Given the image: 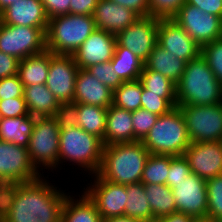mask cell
<instances>
[{
  "label": "cell",
  "mask_w": 222,
  "mask_h": 222,
  "mask_svg": "<svg viewBox=\"0 0 222 222\" xmlns=\"http://www.w3.org/2000/svg\"><path fill=\"white\" fill-rule=\"evenodd\" d=\"M48 176L0 188V222H61L71 192L56 187Z\"/></svg>",
  "instance_id": "6da1fadb"
},
{
  "label": "cell",
  "mask_w": 222,
  "mask_h": 222,
  "mask_svg": "<svg viewBox=\"0 0 222 222\" xmlns=\"http://www.w3.org/2000/svg\"><path fill=\"white\" fill-rule=\"evenodd\" d=\"M58 170L63 163L88 173L97 174L100 169L104 144L97 136L87 133L81 127L70 121L66 115L62 118L59 134ZM62 163V164H61ZM70 163V164H69ZM60 166V167H59ZM82 168V169H81Z\"/></svg>",
  "instance_id": "7a4b0ae2"
},
{
  "label": "cell",
  "mask_w": 222,
  "mask_h": 222,
  "mask_svg": "<svg viewBox=\"0 0 222 222\" xmlns=\"http://www.w3.org/2000/svg\"><path fill=\"white\" fill-rule=\"evenodd\" d=\"M149 156V151L141 141L104 146L97 174L102 179L117 184L140 183Z\"/></svg>",
  "instance_id": "3957f363"
},
{
  "label": "cell",
  "mask_w": 222,
  "mask_h": 222,
  "mask_svg": "<svg viewBox=\"0 0 222 222\" xmlns=\"http://www.w3.org/2000/svg\"><path fill=\"white\" fill-rule=\"evenodd\" d=\"M177 106L222 103V84L200 55L186 63L181 80L176 84Z\"/></svg>",
  "instance_id": "277c9868"
},
{
  "label": "cell",
  "mask_w": 222,
  "mask_h": 222,
  "mask_svg": "<svg viewBox=\"0 0 222 222\" xmlns=\"http://www.w3.org/2000/svg\"><path fill=\"white\" fill-rule=\"evenodd\" d=\"M150 154L182 156L191 144L183 114L178 106L159 116L141 141Z\"/></svg>",
  "instance_id": "5b68a950"
},
{
  "label": "cell",
  "mask_w": 222,
  "mask_h": 222,
  "mask_svg": "<svg viewBox=\"0 0 222 222\" xmlns=\"http://www.w3.org/2000/svg\"><path fill=\"white\" fill-rule=\"evenodd\" d=\"M96 28L91 15L53 17L48 22L46 48L54 54L73 55Z\"/></svg>",
  "instance_id": "8992f818"
},
{
  "label": "cell",
  "mask_w": 222,
  "mask_h": 222,
  "mask_svg": "<svg viewBox=\"0 0 222 222\" xmlns=\"http://www.w3.org/2000/svg\"><path fill=\"white\" fill-rule=\"evenodd\" d=\"M64 116L36 117L27 149L31 163L42 175L45 169L58 172L59 134Z\"/></svg>",
  "instance_id": "52a82bcc"
},
{
  "label": "cell",
  "mask_w": 222,
  "mask_h": 222,
  "mask_svg": "<svg viewBox=\"0 0 222 222\" xmlns=\"http://www.w3.org/2000/svg\"><path fill=\"white\" fill-rule=\"evenodd\" d=\"M191 143L222 141V103L178 106Z\"/></svg>",
  "instance_id": "ba28073f"
},
{
  "label": "cell",
  "mask_w": 222,
  "mask_h": 222,
  "mask_svg": "<svg viewBox=\"0 0 222 222\" xmlns=\"http://www.w3.org/2000/svg\"><path fill=\"white\" fill-rule=\"evenodd\" d=\"M46 31L0 22V51L19 60L45 52Z\"/></svg>",
  "instance_id": "9c48e42d"
},
{
  "label": "cell",
  "mask_w": 222,
  "mask_h": 222,
  "mask_svg": "<svg viewBox=\"0 0 222 222\" xmlns=\"http://www.w3.org/2000/svg\"><path fill=\"white\" fill-rule=\"evenodd\" d=\"M41 176L31 163L26 147L0 140V188L36 181Z\"/></svg>",
  "instance_id": "30bf717a"
},
{
  "label": "cell",
  "mask_w": 222,
  "mask_h": 222,
  "mask_svg": "<svg viewBox=\"0 0 222 222\" xmlns=\"http://www.w3.org/2000/svg\"><path fill=\"white\" fill-rule=\"evenodd\" d=\"M90 179L82 191L95 204L102 220L125 216L126 185L104 180L98 174L91 175Z\"/></svg>",
  "instance_id": "8fae6325"
},
{
  "label": "cell",
  "mask_w": 222,
  "mask_h": 222,
  "mask_svg": "<svg viewBox=\"0 0 222 222\" xmlns=\"http://www.w3.org/2000/svg\"><path fill=\"white\" fill-rule=\"evenodd\" d=\"M79 67L72 55L50 52V64L45 85L66 109L73 104Z\"/></svg>",
  "instance_id": "7c38bea8"
},
{
  "label": "cell",
  "mask_w": 222,
  "mask_h": 222,
  "mask_svg": "<svg viewBox=\"0 0 222 222\" xmlns=\"http://www.w3.org/2000/svg\"><path fill=\"white\" fill-rule=\"evenodd\" d=\"M201 47L222 38V18L185 3L172 18Z\"/></svg>",
  "instance_id": "4fadbf2b"
},
{
  "label": "cell",
  "mask_w": 222,
  "mask_h": 222,
  "mask_svg": "<svg viewBox=\"0 0 222 222\" xmlns=\"http://www.w3.org/2000/svg\"><path fill=\"white\" fill-rule=\"evenodd\" d=\"M158 27L159 19L140 17L116 35V46L128 48L145 62L157 44Z\"/></svg>",
  "instance_id": "5bb4252c"
},
{
  "label": "cell",
  "mask_w": 222,
  "mask_h": 222,
  "mask_svg": "<svg viewBox=\"0 0 222 222\" xmlns=\"http://www.w3.org/2000/svg\"><path fill=\"white\" fill-rule=\"evenodd\" d=\"M172 193L178 212L190 215L194 219L207 218L206 180L191 173L185 180L172 188Z\"/></svg>",
  "instance_id": "9a60e30c"
},
{
  "label": "cell",
  "mask_w": 222,
  "mask_h": 222,
  "mask_svg": "<svg viewBox=\"0 0 222 222\" xmlns=\"http://www.w3.org/2000/svg\"><path fill=\"white\" fill-rule=\"evenodd\" d=\"M157 44L186 62L201 55V46L172 19H159Z\"/></svg>",
  "instance_id": "2e32d148"
},
{
  "label": "cell",
  "mask_w": 222,
  "mask_h": 222,
  "mask_svg": "<svg viewBox=\"0 0 222 222\" xmlns=\"http://www.w3.org/2000/svg\"><path fill=\"white\" fill-rule=\"evenodd\" d=\"M183 156L191 172L204 180L222 175V141L191 143Z\"/></svg>",
  "instance_id": "e0dca14e"
},
{
  "label": "cell",
  "mask_w": 222,
  "mask_h": 222,
  "mask_svg": "<svg viewBox=\"0 0 222 222\" xmlns=\"http://www.w3.org/2000/svg\"><path fill=\"white\" fill-rule=\"evenodd\" d=\"M116 35L96 28L72 55L79 69L109 62L114 55Z\"/></svg>",
  "instance_id": "ac0fdd59"
},
{
  "label": "cell",
  "mask_w": 222,
  "mask_h": 222,
  "mask_svg": "<svg viewBox=\"0 0 222 222\" xmlns=\"http://www.w3.org/2000/svg\"><path fill=\"white\" fill-rule=\"evenodd\" d=\"M0 22L47 30L49 19L41 0H18L0 13Z\"/></svg>",
  "instance_id": "d6986e66"
},
{
  "label": "cell",
  "mask_w": 222,
  "mask_h": 222,
  "mask_svg": "<svg viewBox=\"0 0 222 222\" xmlns=\"http://www.w3.org/2000/svg\"><path fill=\"white\" fill-rule=\"evenodd\" d=\"M93 18L98 29L117 35L140 17L119 4L109 0H99Z\"/></svg>",
  "instance_id": "ffe728a7"
},
{
  "label": "cell",
  "mask_w": 222,
  "mask_h": 222,
  "mask_svg": "<svg viewBox=\"0 0 222 222\" xmlns=\"http://www.w3.org/2000/svg\"><path fill=\"white\" fill-rule=\"evenodd\" d=\"M113 91L96 79L86 69H79L75 84L73 104L82 103L109 108Z\"/></svg>",
  "instance_id": "44dd1931"
},
{
  "label": "cell",
  "mask_w": 222,
  "mask_h": 222,
  "mask_svg": "<svg viewBox=\"0 0 222 222\" xmlns=\"http://www.w3.org/2000/svg\"><path fill=\"white\" fill-rule=\"evenodd\" d=\"M108 108L90 104H71L65 109L66 117L87 133L100 138L104 144Z\"/></svg>",
  "instance_id": "7402d4cb"
},
{
  "label": "cell",
  "mask_w": 222,
  "mask_h": 222,
  "mask_svg": "<svg viewBox=\"0 0 222 222\" xmlns=\"http://www.w3.org/2000/svg\"><path fill=\"white\" fill-rule=\"evenodd\" d=\"M29 114L33 117H54L65 115V108L58 102L45 84L24 87Z\"/></svg>",
  "instance_id": "603a6c76"
},
{
  "label": "cell",
  "mask_w": 222,
  "mask_h": 222,
  "mask_svg": "<svg viewBox=\"0 0 222 222\" xmlns=\"http://www.w3.org/2000/svg\"><path fill=\"white\" fill-rule=\"evenodd\" d=\"M134 142L132 112L115 105L107 110L104 146Z\"/></svg>",
  "instance_id": "cb8c5ba5"
},
{
  "label": "cell",
  "mask_w": 222,
  "mask_h": 222,
  "mask_svg": "<svg viewBox=\"0 0 222 222\" xmlns=\"http://www.w3.org/2000/svg\"><path fill=\"white\" fill-rule=\"evenodd\" d=\"M186 63L156 44L144 62L143 70L157 71L177 84L185 71Z\"/></svg>",
  "instance_id": "d4e9b609"
},
{
  "label": "cell",
  "mask_w": 222,
  "mask_h": 222,
  "mask_svg": "<svg viewBox=\"0 0 222 222\" xmlns=\"http://www.w3.org/2000/svg\"><path fill=\"white\" fill-rule=\"evenodd\" d=\"M81 192L78 195L75 194L73 196L69 193L66 196L62 209L61 222H102L95 204L83 191Z\"/></svg>",
  "instance_id": "484cf974"
},
{
  "label": "cell",
  "mask_w": 222,
  "mask_h": 222,
  "mask_svg": "<svg viewBox=\"0 0 222 222\" xmlns=\"http://www.w3.org/2000/svg\"><path fill=\"white\" fill-rule=\"evenodd\" d=\"M50 64V51L28 56L19 61L18 76L23 86L45 84Z\"/></svg>",
  "instance_id": "4316f807"
},
{
  "label": "cell",
  "mask_w": 222,
  "mask_h": 222,
  "mask_svg": "<svg viewBox=\"0 0 222 222\" xmlns=\"http://www.w3.org/2000/svg\"><path fill=\"white\" fill-rule=\"evenodd\" d=\"M36 117L0 118V140L28 147Z\"/></svg>",
  "instance_id": "83f0119b"
},
{
  "label": "cell",
  "mask_w": 222,
  "mask_h": 222,
  "mask_svg": "<svg viewBox=\"0 0 222 222\" xmlns=\"http://www.w3.org/2000/svg\"><path fill=\"white\" fill-rule=\"evenodd\" d=\"M144 189L153 214V219L177 212L175 198L169 186L162 184H144Z\"/></svg>",
  "instance_id": "f1b7e54d"
},
{
  "label": "cell",
  "mask_w": 222,
  "mask_h": 222,
  "mask_svg": "<svg viewBox=\"0 0 222 222\" xmlns=\"http://www.w3.org/2000/svg\"><path fill=\"white\" fill-rule=\"evenodd\" d=\"M114 71L124 81L139 80L144 62L128 48L115 46L113 58L110 60Z\"/></svg>",
  "instance_id": "f546056e"
},
{
  "label": "cell",
  "mask_w": 222,
  "mask_h": 222,
  "mask_svg": "<svg viewBox=\"0 0 222 222\" xmlns=\"http://www.w3.org/2000/svg\"><path fill=\"white\" fill-rule=\"evenodd\" d=\"M127 203L125 206V216L131 217L142 222H150L153 214L146 197L143 183L126 185Z\"/></svg>",
  "instance_id": "4dcf8cb0"
},
{
  "label": "cell",
  "mask_w": 222,
  "mask_h": 222,
  "mask_svg": "<svg viewBox=\"0 0 222 222\" xmlns=\"http://www.w3.org/2000/svg\"><path fill=\"white\" fill-rule=\"evenodd\" d=\"M139 81L148 93L160 94V97L166 99L173 107L177 106L176 84L169 78L154 70H143Z\"/></svg>",
  "instance_id": "1f68e13d"
},
{
  "label": "cell",
  "mask_w": 222,
  "mask_h": 222,
  "mask_svg": "<svg viewBox=\"0 0 222 222\" xmlns=\"http://www.w3.org/2000/svg\"><path fill=\"white\" fill-rule=\"evenodd\" d=\"M143 86L139 80L126 81L113 91L112 104L127 111L141 108Z\"/></svg>",
  "instance_id": "d6a6232c"
},
{
  "label": "cell",
  "mask_w": 222,
  "mask_h": 222,
  "mask_svg": "<svg viewBox=\"0 0 222 222\" xmlns=\"http://www.w3.org/2000/svg\"><path fill=\"white\" fill-rule=\"evenodd\" d=\"M170 155L150 154L142 172L141 183L167 185Z\"/></svg>",
  "instance_id": "836d02e7"
},
{
  "label": "cell",
  "mask_w": 222,
  "mask_h": 222,
  "mask_svg": "<svg viewBox=\"0 0 222 222\" xmlns=\"http://www.w3.org/2000/svg\"><path fill=\"white\" fill-rule=\"evenodd\" d=\"M208 197L207 218L222 222V175L206 180Z\"/></svg>",
  "instance_id": "e575fe53"
},
{
  "label": "cell",
  "mask_w": 222,
  "mask_h": 222,
  "mask_svg": "<svg viewBox=\"0 0 222 222\" xmlns=\"http://www.w3.org/2000/svg\"><path fill=\"white\" fill-rule=\"evenodd\" d=\"M201 56L207 61L213 74L222 84V38L203 45Z\"/></svg>",
  "instance_id": "d590c367"
},
{
  "label": "cell",
  "mask_w": 222,
  "mask_h": 222,
  "mask_svg": "<svg viewBox=\"0 0 222 222\" xmlns=\"http://www.w3.org/2000/svg\"><path fill=\"white\" fill-rule=\"evenodd\" d=\"M158 117L159 116L143 108L132 111L134 142L142 141L145 138L155 125Z\"/></svg>",
  "instance_id": "8d00e7d4"
},
{
  "label": "cell",
  "mask_w": 222,
  "mask_h": 222,
  "mask_svg": "<svg viewBox=\"0 0 222 222\" xmlns=\"http://www.w3.org/2000/svg\"><path fill=\"white\" fill-rule=\"evenodd\" d=\"M86 70L112 91L124 82L114 71L111 61L91 65Z\"/></svg>",
  "instance_id": "74e56055"
},
{
  "label": "cell",
  "mask_w": 222,
  "mask_h": 222,
  "mask_svg": "<svg viewBox=\"0 0 222 222\" xmlns=\"http://www.w3.org/2000/svg\"><path fill=\"white\" fill-rule=\"evenodd\" d=\"M186 0H148L150 16L157 19H172Z\"/></svg>",
  "instance_id": "f35d334b"
},
{
  "label": "cell",
  "mask_w": 222,
  "mask_h": 222,
  "mask_svg": "<svg viewBox=\"0 0 222 222\" xmlns=\"http://www.w3.org/2000/svg\"><path fill=\"white\" fill-rule=\"evenodd\" d=\"M191 168L187 159L182 156H170V167L167 177V186L171 189L177 185V183L185 180L191 174Z\"/></svg>",
  "instance_id": "ab89813d"
},
{
  "label": "cell",
  "mask_w": 222,
  "mask_h": 222,
  "mask_svg": "<svg viewBox=\"0 0 222 222\" xmlns=\"http://www.w3.org/2000/svg\"><path fill=\"white\" fill-rule=\"evenodd\" d=\"M141 108L154 113L157 116L168 113L174 107L160 94L148 93V90L143 88L141 95Z\"/></svg>",
  "instance_id": "60d3db41"
},
{
  "label": "cell",
  "mask_w": 222,
  "mask_h": 222,
  "mask_svg": "<svg viewBox=\"0 0 222 222\" xmlns=\"http://www.w3.org/2000/svg\"><path fill=\"white\" fill-rule=\"evenodd\" d=\"M29 111L24 97L0 100V118L28 116Z\"/></svg>",
  "instance_id": "b9f144b4"
},
{
  "label": "cell",
  "mask_w": 222,
  "mask_h": 222,
  "mask_svg": "<svg viewBox=\"0 0 222 222\" xmlns=\"http://www.w3.org/2000/svg\"><path fill=\"white\" fill-rule=\"evenodd\" d=\"M24 86L18 75L0 79V100L23 97Z\"/></svg>",
  "instance_id": "7bdbcfd3"
},
{
  "label": "cell",
  "mask_w": 222,
  "mask_h": 222,
  "mask_svg": "<svg viewBox=\"0 0 222 222\" xmlns=\"http://www.w3.org/2000/svg\"><path fill=\"white\" fill-rule=\"evenodd\" d=\"M48 19L70 13L71 0H41Z\"/></svg>",
  "instance_id": "ee69618b"
},
{
  "label": "cell",
  "mask_w": 222,
  "mask_h": 222,
  "mask_svg": "<svg viewBox=\"0 0 222 222\" xmlns=\"http://www.w3.org/2000/svg\"><path fill=\"white\" fill-rule=\"evenodd\" d=\"M19 59L0 51V79L18 74Z\"/></svg>",
  "instance_id": "f6af8a7d"
},
{
  "label": "cell",
  "mask_w": 222,
  "mask_h": 222,
  "mask_svg": "<svg viewBox=\"0 0 222 222\" xmlns=\"http://www.w3.org/2000/svg\"><path fill=\"white\" fill-rule=\"evenodd\" d=\"M186 3L222 18V0H186Z\"/></svg>",
  "instance_id": "bcb514c9"
},
{
  "label": "cell",
  "mask_w": 222,
  "mask_h": 222,
  "mask_svg": "<svg viewBox=\"0 0 222 222\" xmlns=\"http://www.w3.org/2000/svg\"><path fill=\"white\" fill-rule=\"evenodd\" d=\"M135 12L139 17L150 16L148 0H109Z\"/></svg>",
  "instance_id": "7dc6e473"
},
{
  "label": "cell",
  "mask_w": 222,
  "mask_h": 222,
  "mask_svg": "<svg viewBox=\"0 0 222 222\" xmlns=\"http://www.w3.org/2000/svg\"><path fill=\"white\" fill-rule=\"evenodd\" d=\"M99 0H71L70 14L93 16Z\"/></svg>",
  "instance_id": "c3c4849f"
},
{
  "label": "cell",
  "mask_w": 222,
  "mask_h": 222,
  "mask_svg": "<svg viewBox=\"0 0 222 222\" xmlns=\"http://www.w3.org/2000/svg\"><path fill=\"white\" fill-rule=\"evenodd\" d=\"M194 218L182 212H174L168 216L154 218L150 222H193Z\"/></svg>",
  "instance_id": "681fc988"
},
{
  "label": "cell",
  "mask_w": 222,
  "mask_h": 222,
  "mask_svg": "<svg viewBox=\"0 0 222 222\" xmlns=\"http://www.w3.org/2000/svg\"><path fill=\"white\" fill-rule=\"evenodd\" d=\"M102 222H142V221L127 216H119V217H111L104 219L102 220Z\"/></svg>",
  "instance_id": "f907efd6"
},
{
  "label": "cell",
  "mask_w": 222,
  "mask_h": 222,
  "mask_svg": "<svg viewBox=\"0 0 222 222\" xmlns=\"http://www.w3.org/2000/svg\"><path fill=\"white\" fill-rule=\"evenodd\" d=\"M18 0H0V13Z\"/></svg>",
  "instance_id": "816d5d0a"
},
{
  "label": "cell",
  "mask_w": 222,
  "mask_h": 222,
  "mask_svg": "<svg viewBox=\"0 0 222 222\" xmlns=\"http://www.w3.org/2000/svg\"><path fill=\"white\" fill-rule=\"evenodd\" d=\"M193 222H215V221L211 220L210 218H198L194 219Z\"/></svg>",
  "instance_id": "f5cc1de1"
}]
</instances>
